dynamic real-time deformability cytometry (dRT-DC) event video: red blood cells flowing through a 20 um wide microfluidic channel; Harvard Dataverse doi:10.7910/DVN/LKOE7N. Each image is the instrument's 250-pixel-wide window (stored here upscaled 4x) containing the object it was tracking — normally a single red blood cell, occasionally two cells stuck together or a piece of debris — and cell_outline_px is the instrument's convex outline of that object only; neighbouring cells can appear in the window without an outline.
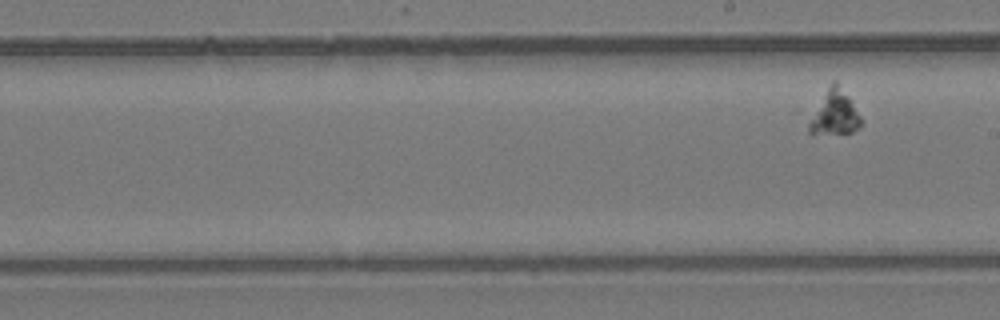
{"species": "common noctule bat (a hibernating species)", "species_latin": "Nyctalus noctula", "temperature_condition": "room temperature", "stored_images_in_passage": 8, "camera_frame_rate_fps": 3000, "um_per_image_px": 0.085, "animal": {"sex": "female", "body_mass_g": 24.6, "forearm_length_mm": 56.2}, "frame": {"image": 1, "passage_image": 8, "time_ms": 9.0, "image_size_px": [1000, 320], "cell_outline_px": [[860, 124], [852, 132], [812, 136], [808, 132], [808, 124], [832, 80], [836, 80], [848, 96], [860, 116]], "centroid_in_image_um": [70.91, 9.64], "position_along_channel_um": 218.1, "area_um2": 13.18}}